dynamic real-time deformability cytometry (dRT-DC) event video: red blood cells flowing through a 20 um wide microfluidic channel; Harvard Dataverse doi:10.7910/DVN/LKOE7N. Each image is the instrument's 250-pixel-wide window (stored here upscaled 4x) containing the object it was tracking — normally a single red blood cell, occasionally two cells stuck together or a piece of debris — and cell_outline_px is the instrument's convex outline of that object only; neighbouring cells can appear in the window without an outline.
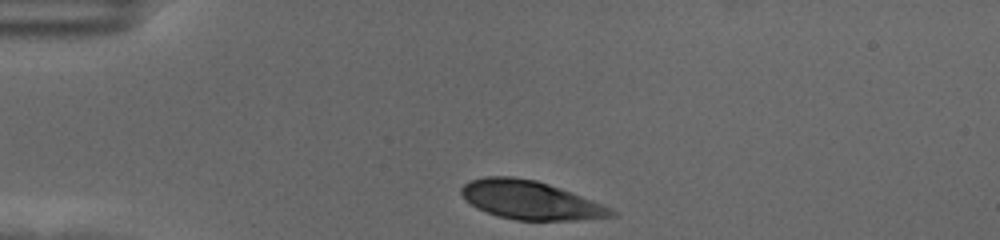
{"species": "human", "species_latin": "Homo sapiens", "temperature_condition": "cold", "stored_images_in_passage": 35, "camera_frame_rate_fps": 3000, "um_per_image_px": 0.085, "donor": {"sex": "female"}, "frame": {"image": 1, "passage_image": 1, "time_ms": 0.0, "image_size_px": [1000, 240], "cell_outline_px": [[616, 216], [576, 220], [516, 220], [500, 216], [476, 208], [460, 192], [460, 188], [468, 180], [484, 176], [512, 176], [536, 180], [572, 192], [612, 208], [616, 212]], "centroid_in_image_um": [45.08, 17.0], "position_along_channel_um": 39.9, "area_um2": 33.52}}
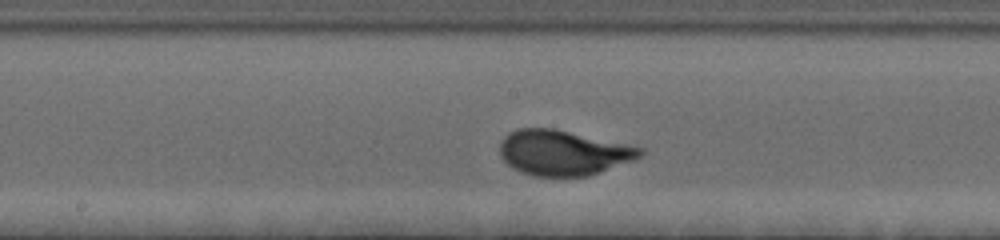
{"frame": {"image": 2, "passage_image": 18, "time_ms": 5.667, "image_size_px": [1000, 240], "cell_outline_px": [[644, 152], [640, 156], [632, 160], [600, 172], [588, 176], [536, 176], [520, 172], [512, 168], [500, 156], [500, 140], [508, 132], [516, 128], [552, 128], [644, 148]], "centroid_in_image_um": [47.81, 12.98], "position_along_channel_um": 200.4, "area_um2": 36.76}}
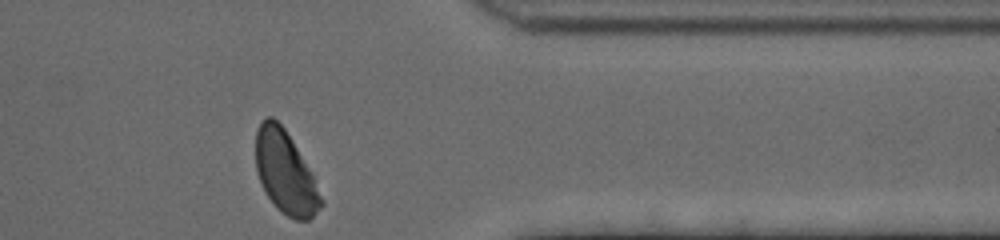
{"frame": {"image": 3, "passage_image": 35, "time_ms": 11.333, "image_size_px": [1000, 240], "cell_outline_px": [[324, 204], [308, 220], [296, 220], [280, 212], [276, 208], [264, 192], [256, 172], [256, 128], [268, 116], [272, 116], [284, 128], [292, 140], [312, 176], [324, 200]], "centroid_in_image_um": [24.23, 14.69], "position_along_channel_um": 387.2, "area_um2": 31.1}, "authors_computed_cell_mechanics": {"area_um2": 35.2002, "velocity_mm_per_s": 3.4949, "shape_relaxation_time_tau1_ms": 2.6101, "shape_relaxation_time_tau2_ms": null, "deformation_change_tau1": 0.1708, "deformation_change_tau2": null}}